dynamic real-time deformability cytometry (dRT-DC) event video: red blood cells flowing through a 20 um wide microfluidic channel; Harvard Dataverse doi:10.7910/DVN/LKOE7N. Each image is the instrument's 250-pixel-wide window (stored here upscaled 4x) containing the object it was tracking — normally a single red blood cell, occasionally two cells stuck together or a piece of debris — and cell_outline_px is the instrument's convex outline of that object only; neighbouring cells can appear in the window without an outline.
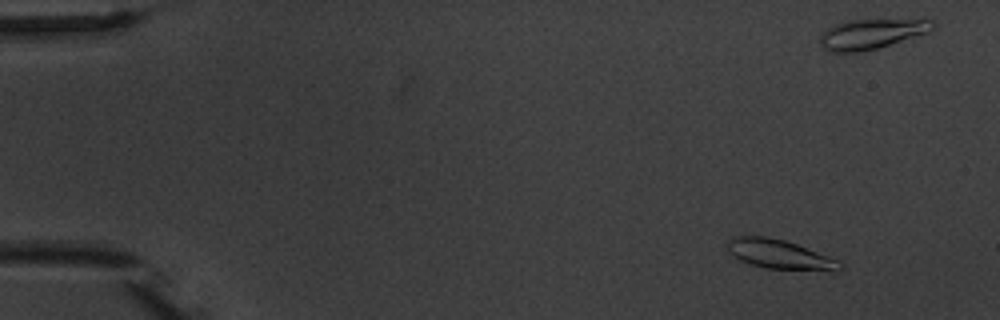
{"species": "common noctule bat (a hibernating species)", "species_latin": "Nyctalus noctula", "temperature_condition": "warm", "stored_images_in_passage": 5, "camera_frame_rate_fps": 3000, "um_per_image_px": 0.085, "animal": {"sex": "male", "body_mass_g": 20.1, "forearm_length_mm": 53.5}, "frame": {"image": 1, "passage_image": 2, "time_ms": 1.333, "image_size_px": [1000, 320], "cell_outline_px": [[844, 264], [836, 272], [768, 268], [752, 264], [740, 260], [728, 252], [728, 240], [736, 236], [768, 236], [784, 240], [796, 244], [828, 256]], "centroid_in_image_um": [66.29, 21.63], "position_along_channel_um": 18.7, "area_um2": 19.13}}